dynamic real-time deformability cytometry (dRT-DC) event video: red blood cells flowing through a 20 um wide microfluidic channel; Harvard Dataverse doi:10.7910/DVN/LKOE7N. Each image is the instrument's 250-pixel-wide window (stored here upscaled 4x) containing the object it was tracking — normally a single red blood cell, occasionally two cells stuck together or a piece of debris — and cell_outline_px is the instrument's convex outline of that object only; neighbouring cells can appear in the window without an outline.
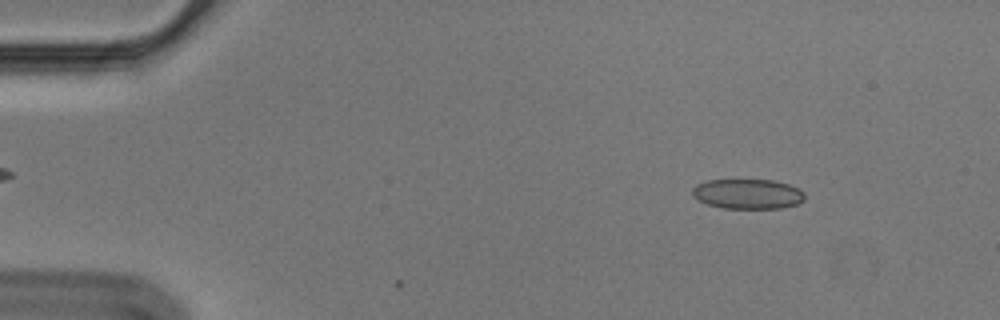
{"species": "Egyptian fruit bat (a non-hibernating species)", "species_latin": "Rousettus aegyptiacus", "temperature_condition": "cold", "stored_images_in_passage": 11, "camera_frame_rate_fps": 3000, "um_per_image_px": 0.085, "animal": {"sex": "male"}, "frame": {"image": 1, "passage_image": 7, "time_ms": 2.0, "image_size_px": [1000, 320], "cell_outline_px": [[804, 200], [796, 204], [780, 208], [724, 208], [708, 204], [692, 196], [692, 188], [696, 184], [708, 180], [772, 180], [788, 184], [800, 188], [804, 192]], "centroid_in_image_um": [63.56, 16.48], "position_along_channel_um": 21.4, "area_um2": 19.54}}